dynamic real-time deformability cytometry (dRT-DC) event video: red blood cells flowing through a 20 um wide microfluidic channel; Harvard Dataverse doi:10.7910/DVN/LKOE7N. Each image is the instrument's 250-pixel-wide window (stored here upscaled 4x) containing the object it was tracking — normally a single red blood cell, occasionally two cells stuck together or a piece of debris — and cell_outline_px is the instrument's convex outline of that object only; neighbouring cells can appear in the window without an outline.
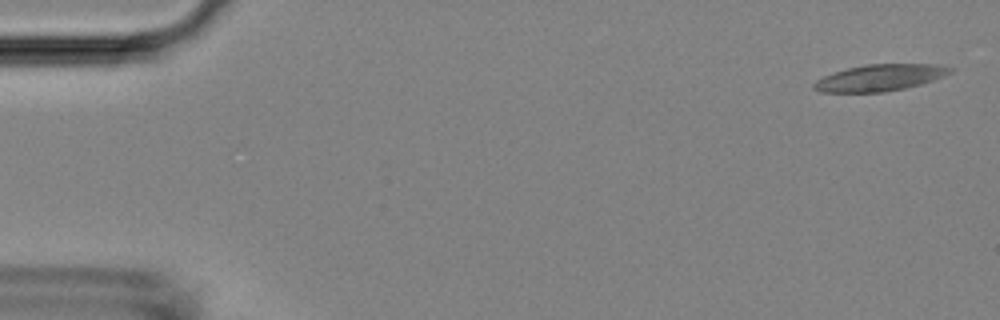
{"species": "Egyptian fruit bat (a non-hibernating species)", "species_latin": "Rousettus aegyptiacus", "temperature_condition": "room temperature", "stored_images_in_passage": 7, "camera_frame_rate_fps": 3000, "um_per_image_px": 0.085, "animal": {"sex": "female"}, "frame": {"image": 1, "passage_image": 1, "time_ms": 0.0, "image_size_px": [1000, 320], "cell_outline_px": [[956, 68], [952, 72], [944, 76], [920, 84], [904, 88], [884, 92], [820, 92], [812, 88], [812, 84], [816, 80], [824, 76], [848, 68], [864, 64], [940, 64]], "centroid_in_image_um": [74.82, 6.6], "position_along_channel_um": 10.2, "area_um2": 21.1}}
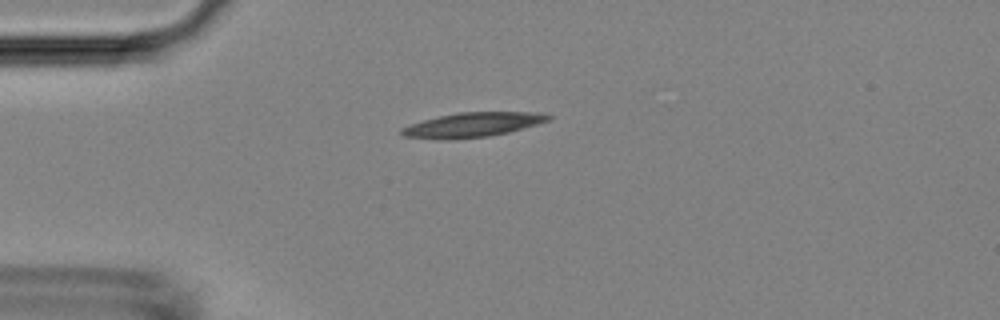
{"frame": {"image": 2, "passage_image": 4, "time_ms": 3.667, "image_size_px": [1000, 320], "cell_outline_px": [[552, 116], [548, 120], [536, 124], [508, 132], [488, 136], [452, 140], [444, 140], [404, 136], [400, 132], [400, 128], [424, 120], [456, 112], [540, 112]], "centroid_in_image_um": [40.14, 10.61], "position_along_channel_um": 44.9, "area_um2": 20.81}}